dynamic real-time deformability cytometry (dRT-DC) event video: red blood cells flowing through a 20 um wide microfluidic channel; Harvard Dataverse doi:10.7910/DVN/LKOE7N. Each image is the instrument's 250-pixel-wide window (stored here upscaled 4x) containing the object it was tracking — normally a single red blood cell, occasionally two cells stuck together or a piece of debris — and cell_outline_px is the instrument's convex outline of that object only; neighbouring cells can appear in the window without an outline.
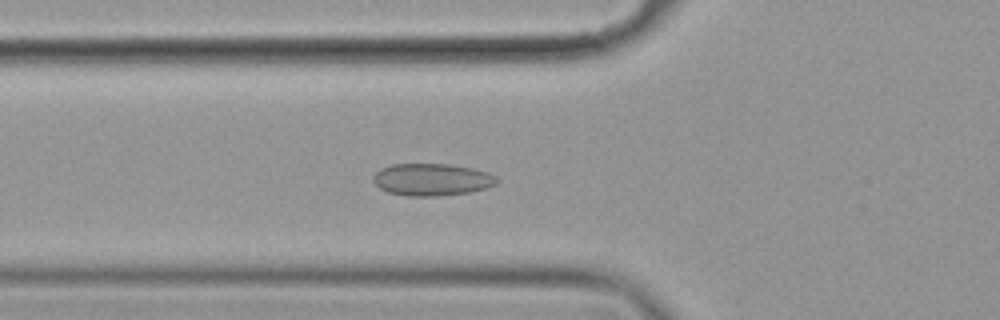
{"species": "common noctule bat (a hibernating species)", "species_latin": "Nyctalus noctula", "temperature_condition": "cold", "stored_images_in_passage": 51, "segment_of_instrument_passage": [1, 2], "camera_frame_rate_fps": 3000, "um_per_image_px": 0.085, "animal": {"sex": "female", "body_mass_g": 19.9}, "frame": {"image": 1, "passage_image": 20, "time_ms": 6.333, "image_size_px": [1000, 320], "cell_outline_px": [[500, 180], [496, 184], [488, 188], [468, 192], [436, 196], [404, 196], [388, 192], [380, 188], [372, 180], [372, 176], [380, 168], [392, 164], [452, 164], [472, 168], [488, 172], [496, 176]], "centroid_in_image_um": [36.71, 15.26], "position_along_channel_um": 89.1, "area_um2": 23.41}}
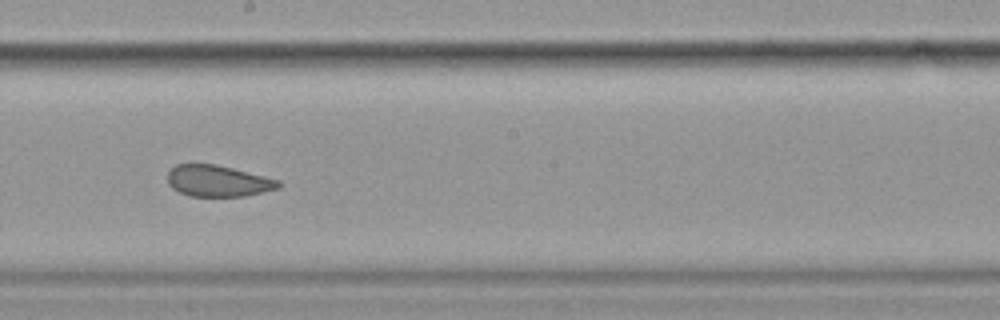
{"frame": {"image": 2, "passage_image": 32, "time_ms": 10.333, "image_size_px": [1000, 320], "cell_outline_px": [[280, 188], [244, 196], [188, 196], [172, 188], [168, 184], [168, 168], [176, 164], [216, 164], [280, 180]], "centroid_in_image_um": [18.49, 15.38], "position_along_channel_um": 229.7, "area_um2": 20.29}}
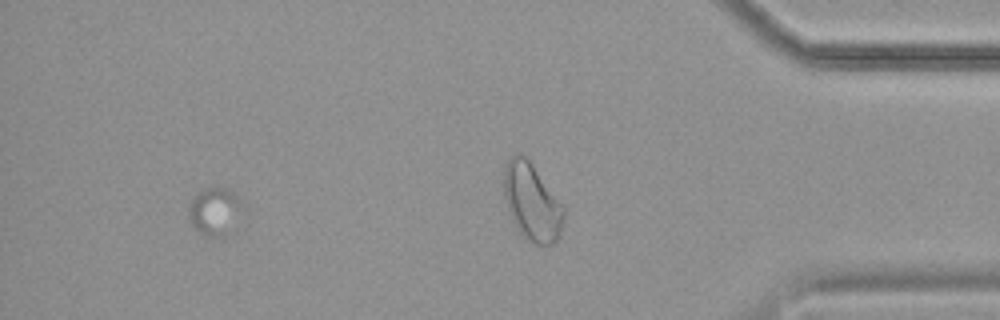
{"frame": {"image": 3, "passage_image": 47, "time_ms": 15.333, "image_size_px": [1000, 320], "cell_outline_px": [[240, 204], [216, 236], [208, 240], [192, 224], [188, 216], [188, 204], [204, 188], [224, 188], [232, 192], [240, 200]], "centroid_in_image_um": [18.04, 17.88], "position_along_channel_um": 417.2, "area_um2": 12.95}}